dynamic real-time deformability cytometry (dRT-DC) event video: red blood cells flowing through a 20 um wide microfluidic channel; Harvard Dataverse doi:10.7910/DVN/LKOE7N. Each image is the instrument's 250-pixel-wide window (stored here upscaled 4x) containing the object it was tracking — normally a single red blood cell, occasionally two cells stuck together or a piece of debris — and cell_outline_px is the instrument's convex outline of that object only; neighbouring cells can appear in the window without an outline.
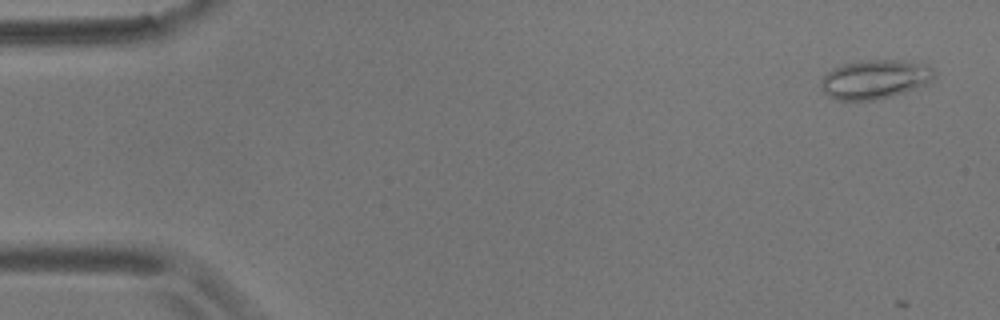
{"species": "common noctule bat (a hibernating species)", "species_latin": "Nyctalus noctula", "temperature_condition": "room temperature", "stored_images_in_passage": 6, "camera_frame_rate_fps": 3000, "um_per_image_px": 0.085, "animal": {"sex": "male", "body_mass_g": 17.9}, "frame": {"image": 1, "passage_image": 2, "time_ms": 0.333, "image_size_px": [1000, 320], "cell_outline_px": [[932, 80], [916, 88], [892, 96], [876, 100], [840, 100], [824, 92], [820, 84], [820, 80], [832, 68], [844, 64], [868, 60], [904, 60], [928, 64], [932, 68]], "centroid_in_image_um": [74.37, 6.73], "position_along_channel_um": 10.6, "area_um2": 25.49}}